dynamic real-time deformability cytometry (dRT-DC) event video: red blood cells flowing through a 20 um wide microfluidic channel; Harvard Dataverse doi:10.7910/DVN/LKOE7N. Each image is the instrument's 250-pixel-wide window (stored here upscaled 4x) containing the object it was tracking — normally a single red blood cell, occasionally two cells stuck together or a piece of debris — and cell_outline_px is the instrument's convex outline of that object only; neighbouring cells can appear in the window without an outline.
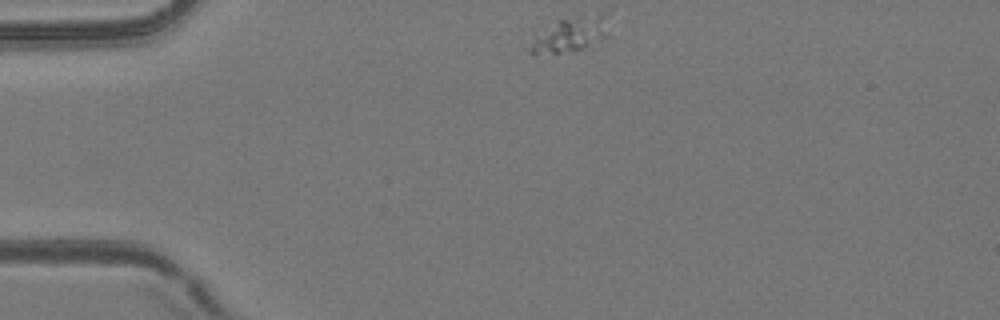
{"species": "common noctule bat (a hibernating species)", "species_latin": "Nyctalus noctula", "temperature_condition": "room temperature", "stored_images_in_passage": 44, "segment_of_instrument_passage": [1, 3], "camera_frame_rate_fps": 3000, "um_per_image_px": 0.085, "animal": {"sex": "female", "body_mass_g": 24.6, "forearm_length_mm": 56.2}, "frame": {"image": 1, "passage_image": 1, "time_ms": 0.0, "image_size_px": [1000, 320], "cell_outline_px": [[604, 36], [584, 48], [560, 52], [528, 52], [528, 48], [532, 36], [560, 20], [580, 16], [600, 16], [604, 32]], "centroid_in_image_um": [48.28, 2.98], "position_along_channel_um": 36.7, "area_um2": 14.28}}
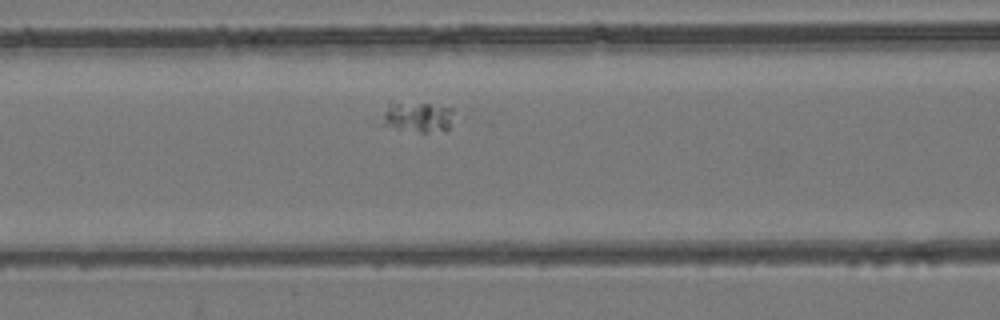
{"frame": {"image": 2, "passage_image": 12, "time_ms": 3.667, "image_size_px": [1000, 320], "cell_outline_px": [[452, 112], [448, 128], [444, 132], [420, 132], [396, 128], [388, 124], [384, 120], [384, 112], [388, 100], [428, 104], [452, 108]], "centroid_in_image_um": [35.49, 9.91], "position_along_channel_um": 131.1, "area_um2": 12.54}}